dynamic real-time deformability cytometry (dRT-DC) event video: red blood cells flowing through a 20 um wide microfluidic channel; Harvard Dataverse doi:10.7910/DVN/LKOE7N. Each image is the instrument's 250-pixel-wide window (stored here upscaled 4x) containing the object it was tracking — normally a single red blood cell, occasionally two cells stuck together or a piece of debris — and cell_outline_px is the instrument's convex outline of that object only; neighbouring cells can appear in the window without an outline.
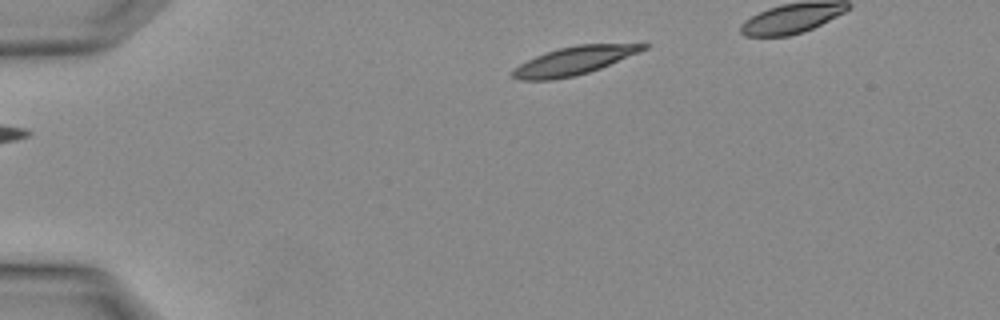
{"species": "Egyptian fruit bat (a non-hibernating species)", "species_latin": "Rousettus aegyptiacus", "temperature_condition": "warm", "stored_images_in_passage": 3, "camera_frame_rate_fps": 3000, "um_per_image_px": 0.085, "animal": {"sex": "female"}, "frame": {"image": 1, "passage_image": 3, "time_ms": 0.667, "image_size_px": [1000, 320], "cell_outline_px": [[652, 44], [648, 48], [600, 68], [588, 72], [572, 76], [552, 80], [520, 80], [512, 76], [512, 72], [520, 64], [544, 52], [576, 44]], "centroid_in_image_um": [48.79, 5.15], "position_along_channel_um": 36.2, "area_um2": 21.1}}